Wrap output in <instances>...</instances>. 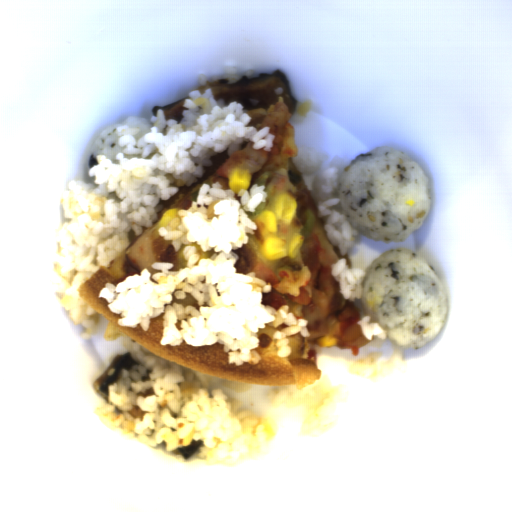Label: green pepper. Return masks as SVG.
Instances as JSON below:
<instances>
[{"label": "green pepper", "mask_w": 512, "mask_h": 512, "mask_svg": "<svg viewBox=\"0 0 512 512\" xmlns=\"http://www.w3.org/2000/svg\"><path fill=\"white\" fill-rule=\"evenodd\" d=\"M315 223H316L315 213L313 210L308 208L306 210V219H305L304 227L306 228L307 231H309L315 227Z\"/></svg>", "instance_id": "obj_2"}, {"label": "green pepper", "mask_w": 512, "mask_h": 512, "mask_svg": "<svg viewBox=\"0 0 512 512\" xmlns=\"http://www.w3.org/2000/svg\"><path fill=\"white\" fill-rule=\"evenodd\" d=\"M276 176L277 173L265 170L257 177L254 185L264 186L263 190L267 193V197H269L274 190Z\"/></svg>", "instance_id": "obj_1"}]
</instances>
